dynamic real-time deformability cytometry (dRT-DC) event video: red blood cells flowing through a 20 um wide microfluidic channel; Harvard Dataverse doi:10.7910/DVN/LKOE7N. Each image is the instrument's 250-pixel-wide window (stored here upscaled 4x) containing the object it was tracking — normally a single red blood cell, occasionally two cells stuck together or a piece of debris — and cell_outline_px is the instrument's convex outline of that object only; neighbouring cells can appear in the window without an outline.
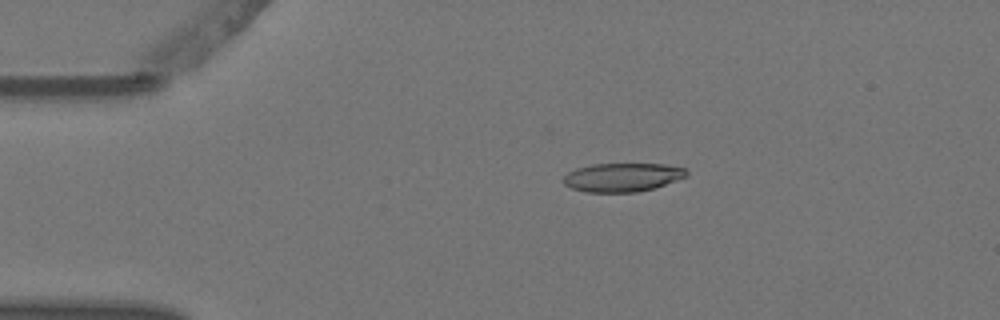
{"species": "Egyptian fruit bat (a non-hibernating species)", "species_latin": "Rousettus aegyptiacus", "temperature_condition": "warm", "stored_images_in_passage": 5, "camera_frame_rate_fps": 3000, "um_per_image_px": 0.085, "animal": {"sex": "female"}, "frame": {"image": 1, "passage_image": 3, "time_ms": 0.667, "image_size_px": [1000, 320], "cell_outline_px": [[688, 176], [652, 188], [636, 192], [584, 192], [572, 188], [564, 184], [564, 176], [568, 172], [576, 168], [592, 164], [664, 164], [684, 168], [688, 172]], "centroid_in_image_um": [52.88, 15.06], "position_along_channel_um": 32.1, "area_um2": 20.4}}
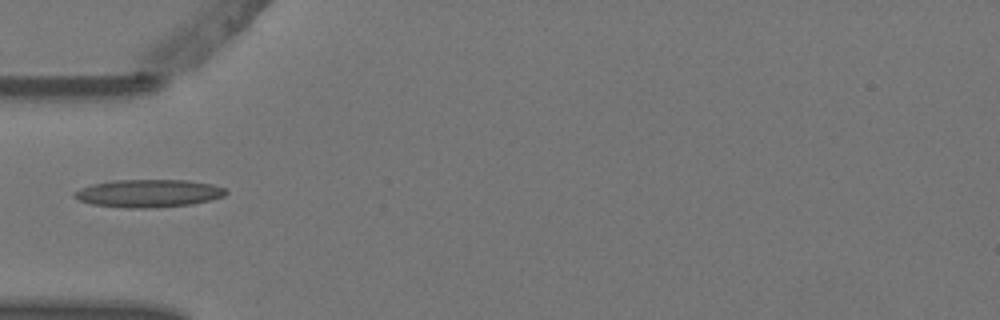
{"frame": {"image": 2, "passage_image": 5, "time_ms": 1.333, "image_size_px": [1000, 320], "cell_outline_px": [[228, 192], [224, 196], [212, 200], [192, 204], [156, 208], [128, 208], [92, 204], [80, 200], [72, 196], [72, 192], [80, 188], [92, 184], [112, 180], [188, 180], [212, 184], [224, 188]], "centroid_in_image_um": [12.63, 16.43], "position_along_channel_um": 72.4, "area_um2": 24.74}}